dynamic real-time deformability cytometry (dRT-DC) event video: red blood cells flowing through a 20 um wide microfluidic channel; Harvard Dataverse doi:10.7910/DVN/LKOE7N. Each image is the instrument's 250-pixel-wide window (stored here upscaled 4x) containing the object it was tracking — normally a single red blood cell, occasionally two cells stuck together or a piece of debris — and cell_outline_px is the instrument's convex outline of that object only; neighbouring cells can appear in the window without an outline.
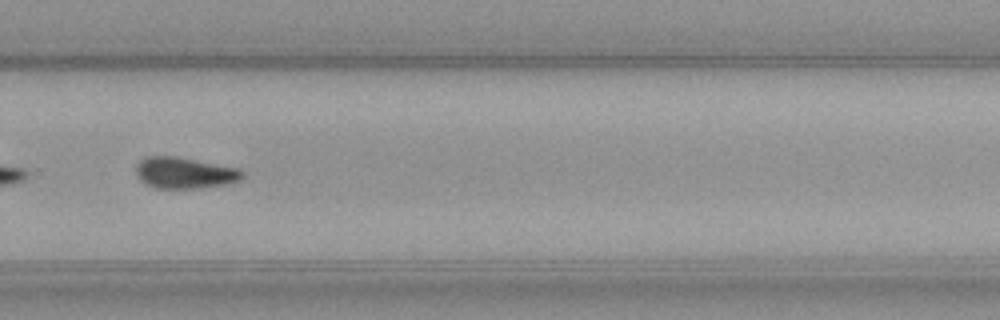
{"species": "common noctule bat (a hibernating species)", "species_latin": "Nyctalus noctula", "temperature_condition": "warm", "stored_images_in_passage": 30, "camera_frame_rate_fps": 3000, "um_per_image_px": 0.085, "animal": {"sex": "female", "body_mass_g": 21.9}, "frame": {"image": 1, "passage_image": 22, "time_ms": 7.0, "image_size_px": [1000, 320], "cell_outline_px": [[244, 176], [240, 180], [224, 184], [200, 188], [156, 188], [144, 184], [140, 180], [136, 172], [136, 164], [140, 160], [148, 156], [176, 156], [240, 168], [244, 172]], "centroid_in_image_um": [15.69, 14.69], "position_along_channel_um": 314.1, "area_um2": 19.48}, "authors_computed_cell_mechanics": {"area_um2": 19.5942, "velocity_mm_per_s": 4.0605, "shape_relaxation_time_tau1_ms": 4.2001, "shape_relaxation_time_tau2_ms": null, "deformation_change_tau1": 0.1396, "deformation_change_tau2": null}}